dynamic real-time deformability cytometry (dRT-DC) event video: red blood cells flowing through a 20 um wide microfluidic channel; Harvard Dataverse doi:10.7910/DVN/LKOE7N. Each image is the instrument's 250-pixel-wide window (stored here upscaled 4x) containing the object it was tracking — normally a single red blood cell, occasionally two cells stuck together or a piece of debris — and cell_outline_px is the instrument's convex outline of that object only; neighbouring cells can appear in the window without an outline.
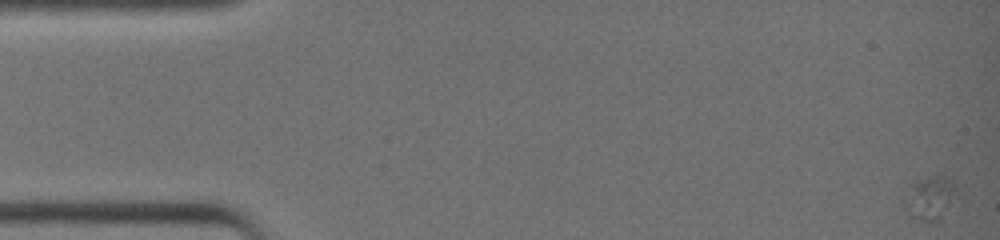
{"species": "common noctule bat (a hibernating species)", "species_latin": "Nyctalus noctula", "temperature_condition": "warm", "stored_images_in_passage": 1, "camera_frame_rate_fps": 3000, "um_per_image_px": 0.085, "animal": {"sex": "female", "body_mass_g": 19.0, "forearm_length_mm": 51.5}, "frame": {"image": 1, "passage_image": 1, "time_ms": 0.0, "image_size_px": [1000, 240], "cell_outline_px": [[956, 188], [940, 220], [920, 220], [908, 216], [908, 184], [932, 176], [944, 176], [952, 180], [956, 184]], "centroid_in_image_um": [79.04, 16.79], "position_along_channel_um": 6.0, "area_um2": 12.25}}